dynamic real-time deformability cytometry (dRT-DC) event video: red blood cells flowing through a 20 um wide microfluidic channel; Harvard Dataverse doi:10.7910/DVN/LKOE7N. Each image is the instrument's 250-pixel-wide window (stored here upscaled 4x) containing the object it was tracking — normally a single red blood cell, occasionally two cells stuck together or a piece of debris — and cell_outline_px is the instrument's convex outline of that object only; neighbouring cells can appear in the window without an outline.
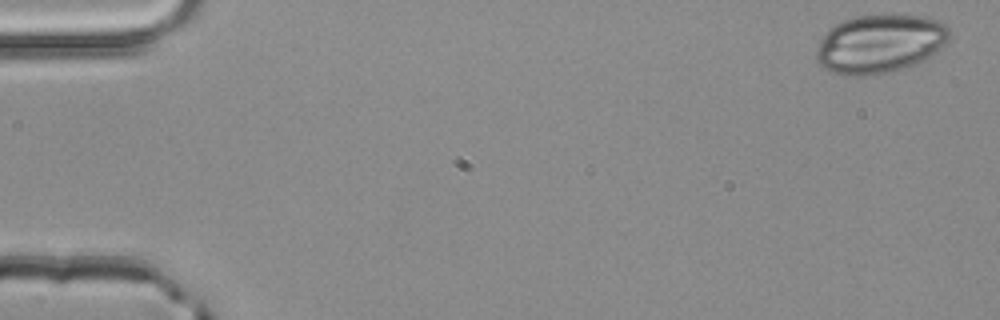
{"species": "common noctule bat (a hibernating species)", "species_latin": "Nyctalus noctula", "temperature_condition": "room temperature", "stored_images_in_passage": 10, "camera_frame_rate_fps": 3000, "um_per_image_px": 0.085, "animal": {"sex": "male", "body_mass_g": 20.4}, "frame": {"image": 1, "passage_image": 1, "time_ms": 0.0, "image_size_px": [1000, 320], "cell_outline_px": [[952, 36], [936, 52], [924, 60], [908, 68], [888, 72], [864, 76], [848, 76], [832, 72], [824, 68], [816, 60], [816, 52], [820, 40], [836, 24], [844, 20], [856, 16], [928, 16], [940, 20], [948, 28]], "centroid_in_image_um": [74.82, 3.74], "position_along_channel_um": 10.2, "area_um2": 45.32}}